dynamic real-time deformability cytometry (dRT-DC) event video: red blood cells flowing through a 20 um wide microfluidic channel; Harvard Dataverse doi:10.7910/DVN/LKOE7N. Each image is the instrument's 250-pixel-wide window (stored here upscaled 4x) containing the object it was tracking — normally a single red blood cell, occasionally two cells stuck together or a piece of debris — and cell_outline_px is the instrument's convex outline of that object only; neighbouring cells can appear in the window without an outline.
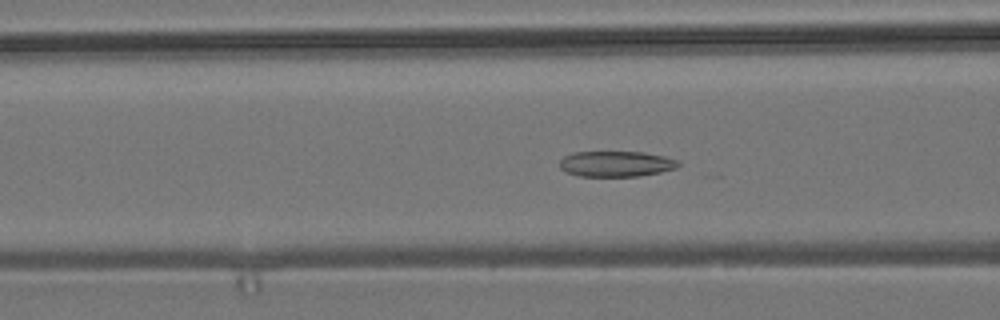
{"species": "common noctule bat (a hibernating species)", "species_latin": "Nyctalus noctula", "temperature_condition": "room temperature", "stored_images_in_passage": 39, "camera_frame_rate_fps": 3000, "um_per_image_px": 0.085, "animal": {"sex": "male", "body_mass_g": 19.2, "forearm_length_mm": 51.8}, "frame": {"image": 1, "passage_image": 22, "time_ms": 7.0, "image_size_px": [1000, 320], "cell_outline_px": [[680, 164], [676, 168], [660, 172], [640, 176], [580, 176], [564, 172], [560, 168], [560, 160], [564, 156], [572, 152], [644, 152], [664, 156], [680, 160]], "centroid_in_image_um": [52.37, 13.92], "position_along_channel_um": 114.2, "area_um2": 17.86}}
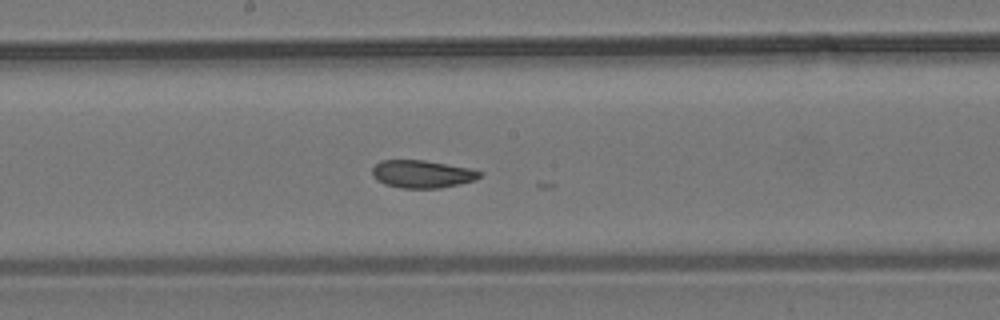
{"frame": {"image": 2, "passage_image": 30, "time_ms": 9.667, "image_size_px": [1000, 320], "cell_outline_px": [[484, 172], [476, 180], [440, 188], [400, 188], [384, 184], [376, 180], [372, 176], [372, 168], [380, 160], [424, 160], [468, 168]], "centroid_in_image_um": [35.85, 14.79], "position_along_channel_um": 212.3, "area_um2": 17.4}}
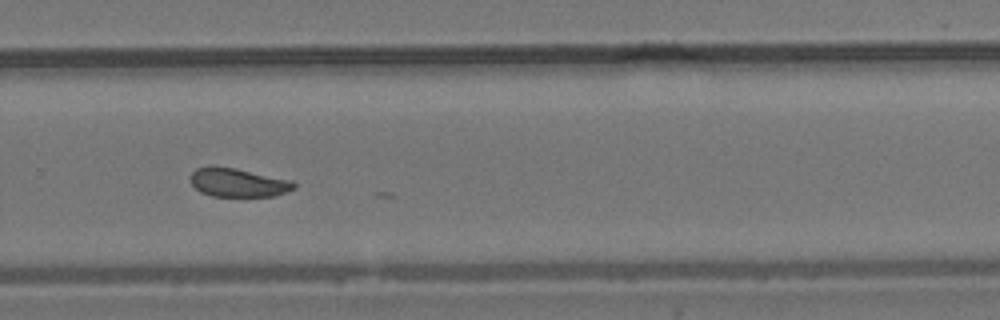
{"frame": {"image": 3, "passage_image": 38, "time_ms": 12.333, "image_size_px": [1000, 320], "cell_outline_px": [[296, 188], [272, 196], [212, 196], [200, 192], [192, 184], [192, 172], [196, 168], [208, 164], [216, 164], [236, 168], [292, 180], [296, 184]], "centroid_in_image_um": [20.21, 15.48], "position_along_channel_um": 309.6, "area_um2": 17.51}}